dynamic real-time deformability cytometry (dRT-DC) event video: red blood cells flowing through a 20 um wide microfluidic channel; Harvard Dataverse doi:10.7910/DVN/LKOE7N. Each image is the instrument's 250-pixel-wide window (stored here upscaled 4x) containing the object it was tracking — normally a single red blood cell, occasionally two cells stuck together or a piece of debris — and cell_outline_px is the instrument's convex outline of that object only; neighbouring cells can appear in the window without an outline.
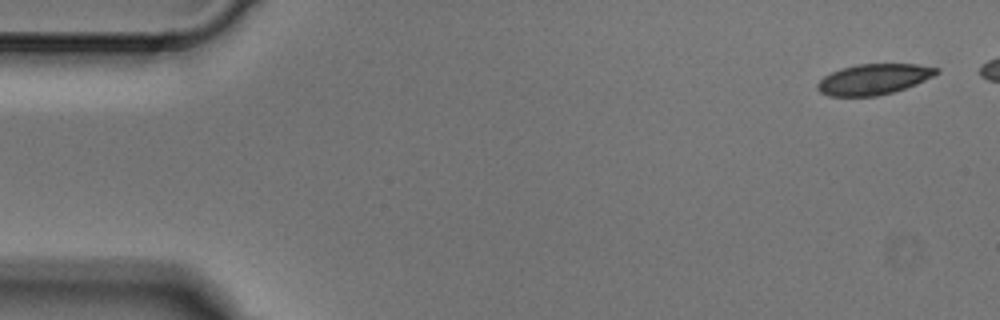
{"species": "Egyptian fruit bat (a non-hibernating species)", "species_latin": "Rousettus aegyptiacus", "temperature_condition": "cold", "stored_images_in_passage": 5, "camera_frame_rate_fps": 3000, "um_per_image_px": 0.085, "animal": {"sex": "male"}, "frame": {"image": 1, "passage_image": 1, "time_ms": 0.0, "image_size_px": [1000, 320], "cell_outline_px": [[940, 72], [916, 84], [892, 92], [876, 96], [828, 96], [820, 92], [816, 88], [816, 84], [824, 76], [840, 68], [856, 64], [916, 64], [940, 68]], "centroid_in_image_um": [74.24, 6.73], "position_along_channel_um": 10.8, "area_um2": 21.21}}